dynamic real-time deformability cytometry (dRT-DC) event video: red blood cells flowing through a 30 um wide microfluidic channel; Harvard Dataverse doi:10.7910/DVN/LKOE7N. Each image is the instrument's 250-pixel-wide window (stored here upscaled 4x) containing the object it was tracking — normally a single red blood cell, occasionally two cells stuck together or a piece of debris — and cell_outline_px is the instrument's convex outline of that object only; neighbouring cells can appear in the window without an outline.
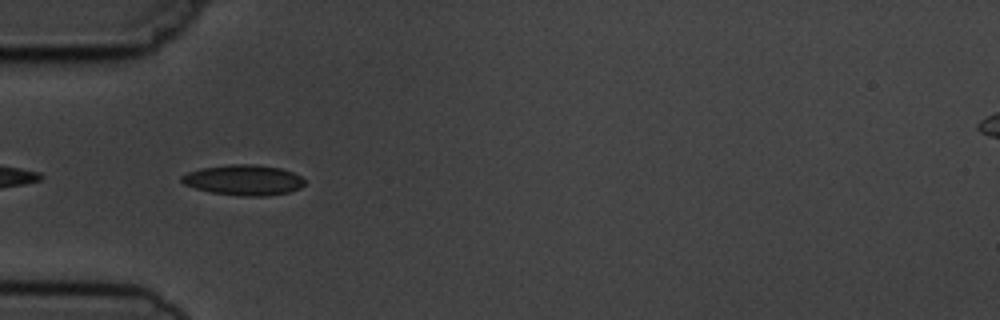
{"species": "common noctule bat (a hibernating species)", "species_latin": "Nyctalus noctula", "temperature_condition": "cold", "stored_images_in_passage": 6, "camera_frame_rate_fps": 3000, "um_per_image_px": 0.085, "animal": {"sex": "male", "body_mass_g": 19.5, "forearm_length_mm": 54.6}, "frame": {"image": 1, "passage_image": 5, "time_ms": 5.667, "image_size_px": [1000, 320], "cell_outline_px": [[304, 184], [300, 188], [288, 192], [268, 196], [240, 196], [212, 192], [196, 188], [184, 184], [180, 180], [180, 176], [188, 172], [200, 168], [228, 164], [256, 164], [280, 168], [292, 172], [300, 176], [304, 180]], "centroid_in_image_um": [20.69, 15.29], "position_along_channel_um": 64.3, "area_um2": 21.85}}
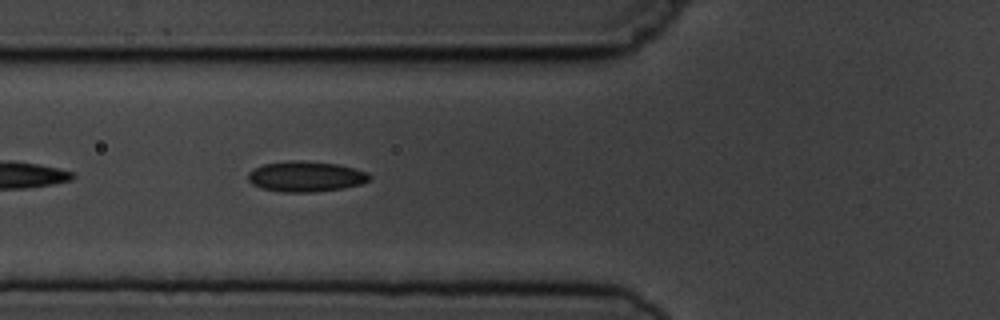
{"frame": {"image": 2, "passage_image": 6, "time_ms": 6.667, "image_size_px": [1000, 320], "cell_outline_px": [[372, 176], [368, 180], [360, 184], [344, 188], [316, 192], [280, 192], [260, 188], [252, 184], [248, 180], [248, 172], [252, 168], [264, 164], [292, 160], [336, 164], [368, 172]], "centroid_in_image_um": [25.95, 15.01], "position_along_channel_um": 99.8, "area_um2": 21.56}}